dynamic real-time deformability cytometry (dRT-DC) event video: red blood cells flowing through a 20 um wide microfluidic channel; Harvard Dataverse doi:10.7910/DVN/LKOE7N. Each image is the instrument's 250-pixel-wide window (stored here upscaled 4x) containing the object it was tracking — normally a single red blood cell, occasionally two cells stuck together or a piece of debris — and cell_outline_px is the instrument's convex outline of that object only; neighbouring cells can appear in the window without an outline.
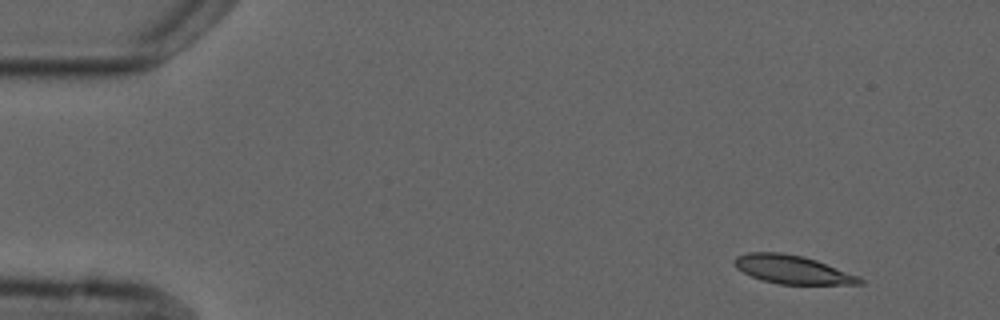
{"species": "common noctule bat (a hibernating species)", "species_latin": "Nyctalus noctula", "temperature_condition": "cold", "stored_images_in_passage": 5, "camera_frame_rate_fps": 3000, "um_per_image_px": 0.085, "animal": {"sex": "male", "forearm_length_mm": 52.5}, "frame": {"image": 1, "passage_image": 1, "time_ms": 0.0, "image_size_px": [1000, 320], "cell_outline_px": [[864, 284], [780, 284], [764, 280], [752, 276], [736, 268], [732, 260], [736, 256], [748, 252], [780, 252], [804, 256], [816, 260], [860, 276], [864, 280]], "centroid_in_image_um": [67.36, 22.9], "position_along_channel_um": 17.6, "area_um2": 20.75}}
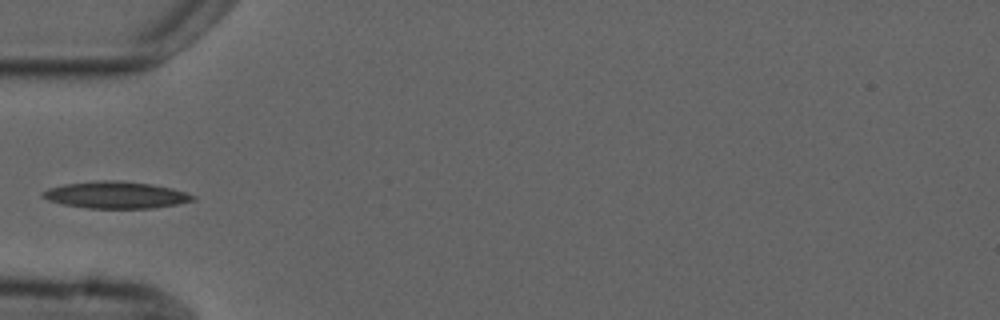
{"frame": {"image": 2, "passage_image": 4, "time_ms": 4.333, "image_size_px": [1000, 320], "cell_outline_px": [[196, 200], [180, 204], [152, 208], [88, 208], [64, 204], [48, 200], [40, 196], [48, 188], [64, 184], [100, 180], [116, 180], [152, 184], [172, 188], [196, 196]], "centroid_in_image_um": [9.88, 16.57], "position_along_channel_um": 75.1, "area_um2": 23.47}}
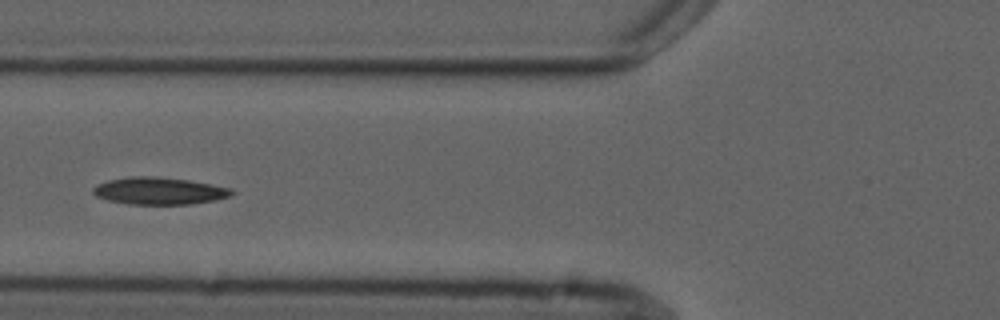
{"frame": {"image": 3, "passage_image": 5, "time_ms": 5.333, "image_size_px": [1000, 320], "cell_outline_px": [[236, 192], [228, 196], [216, 200], [192, 204], [132, 204], [108, 200], [96, 196], [92, 192], [92, 188], [96, 184], [108, 180], [132, 176], [160, 176], [188, 180], [232, 188]], "centroid_in_image_um": [13.53, 16.22], "position_along_channel_um": 112.3, "area_um2": 22.02}}